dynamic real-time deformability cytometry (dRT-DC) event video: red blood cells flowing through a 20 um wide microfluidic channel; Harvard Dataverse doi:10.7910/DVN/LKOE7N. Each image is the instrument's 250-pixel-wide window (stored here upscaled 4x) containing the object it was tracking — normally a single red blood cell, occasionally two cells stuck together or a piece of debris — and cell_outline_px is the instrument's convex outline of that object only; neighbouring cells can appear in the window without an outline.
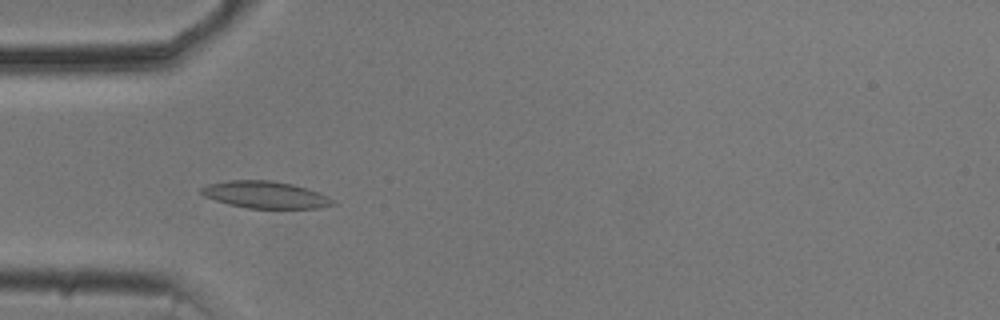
{"species": "common noctule bat (a hibernating species)", "species_latin": "Nyctalus noctula", "temperature_condition": "cold", "stored_images_in_passage": 46, "camera_frame_rate_fps": 3000, "um_per_image_px": 0.085, "animal": {"sex": "male", "body_mass_g": 20.5, "forearm_length_mm": 52.5}, "frame": {"image": 1, "passage_image": 9, "time_ms": 2.667, "image_size_px": [1000, 320], "cell_outline_px": [[336, 204], [316, 208], [248, 208], [228, 204], [204, 196], [200, 192], [200, 188], [208, 184], [228, 180], [272, 180], [292, 184], [308, 188], [320, 192], [336, 200]], "centroid_in_image_um": [22.58, 16.55], "position_along_channel_um": 62.4, "area_um2": 20.81}}
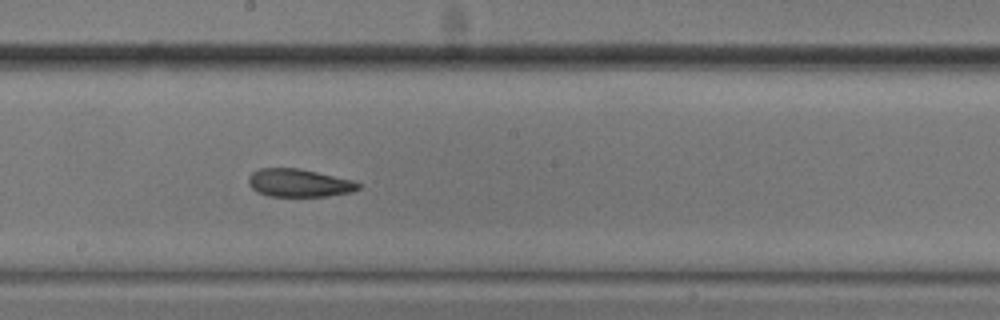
{"frame": {"image": 2, "passage_image": 22, "time_ms": 7.0, "image_size_px": [1000, 320], "cell_outline_px": [[360, 188], [352, 192], [328, 196], [268, 196], [256, 192], [248, 184], [248, 176], [252, 172], [260, 168], [300, 168], [352, 180], [360, 184]], "centroid_in_image_um": [25.38, 15.55], "position_along_channel_um": 222.8, "area_um2": 17.98}}
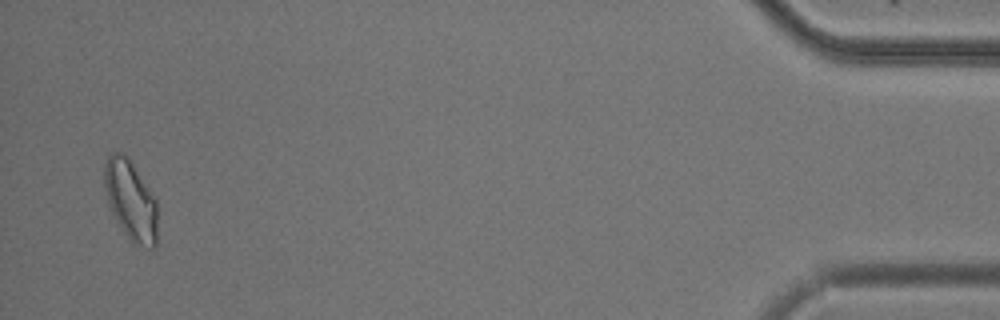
{"frame": {"image": 3, "passage_image": 45, "time_ms": 14.667, "image_size_px": [1000, 320], "cell_outline_px": [[156, 248], [144, 248], [132, 244], [120, 228], [108, 204], [104, 188], [104, 164], [108, 156], [112, 152], [120, 152], [128, 156], [156, 200]], "centroid_in_image_um": [11.09, 17.05], "position_along_channel_um": 424.1, "area_um2": 24.91}, "authors_computed_cell_mechanics": {"area_um2": 19.363, "velocity_mm_per_s": 3.7236, "shape_relaxation_time_tau1_ms": null, "shape_relaxation_time_tau2_ms": 3.5692, "deformation_change_tau1": null, "deformation_change_tau2": 0.1052}}